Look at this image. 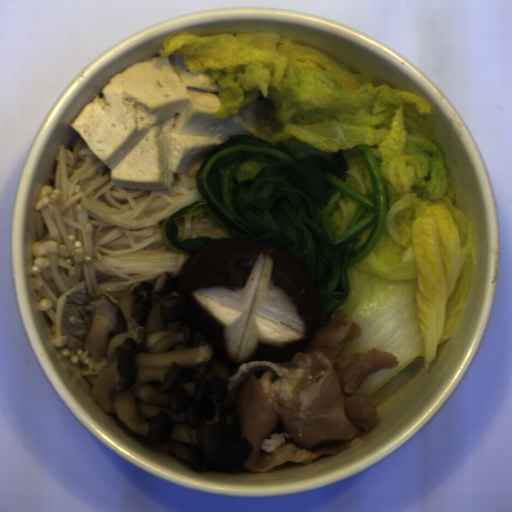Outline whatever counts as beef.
Instances as JSON below:
<instances>
[{
    "label": "beef",
    "mask_w": 512,
    "mask_h": 512,
    "mask_svg": "<svg viewBox=\"0 0 512 512\" xmlns=\"http://www.w3.org/2000/svg\"><path fill=\"white\" fill-rule=\"evenodd\" d=\"M347 316L333 311L289 361L228 366L227 398L242 425L238 438L251 445L243 469L260 474L286 462L307 466L347 451L373 431L376 405L361 388L400 361L377 348L349 352L361 329Z\"/></svg>",
    "instance_id": "beef-1"
}]
</instances>
